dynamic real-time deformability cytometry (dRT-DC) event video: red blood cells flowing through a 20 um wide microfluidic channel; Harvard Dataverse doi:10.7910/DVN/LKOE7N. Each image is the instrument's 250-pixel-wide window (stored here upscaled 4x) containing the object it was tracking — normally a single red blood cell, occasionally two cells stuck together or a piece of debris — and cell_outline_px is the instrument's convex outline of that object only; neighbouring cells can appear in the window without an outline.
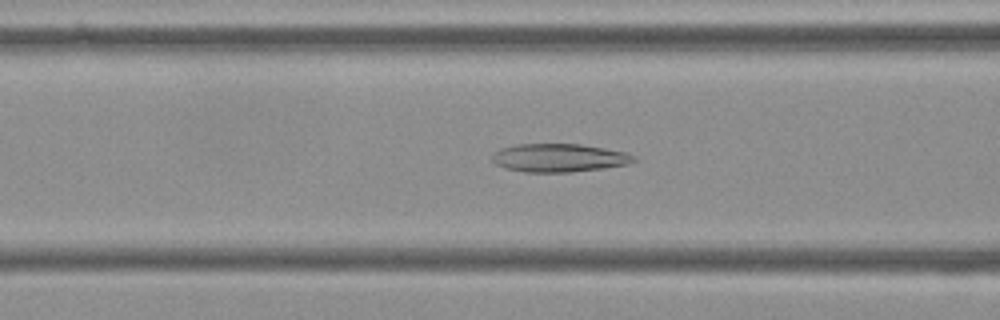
{"species": "Egyptian fruit bat (a non-hibernating species)", "species_latin": "Rousettus aegyptiacus", "temperature_condition": "cold", "stored_images_in_passage": 55, "camera_frame_rate_fps": 3000, "um_per_image_px": 0.085, "frame": {"image": 1, "passage_image": 21, "time_ms": 6.667, "image_size_px": [1000, 320], "cell_outline_px": [[636, 160], [628, 164], [604, 168], [572, 172], [524, 172], [504, 168], [496, 164], [492, 160], [492, 156], [500, 148], [516, 144], [580, 144], [628, 152], [636, 156]], "centroid_in_image_um": [47.54, 13.42], "position_along_channel_um": 119.1, "area_um2": 23.47}}
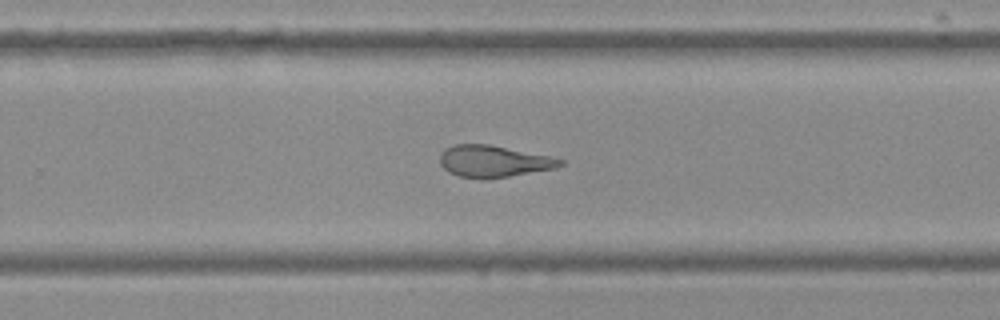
{"frame": {"image": 2, "passage_image": 35, "time_ms": 11.333, "image_size_px": [1000, 320], "cell_outline_px": [[564, 164], [556, 168], [508, 176], [460, 176], [448, 172], [440, 164], [440, 156], [444, 148], [452, 144], [488, 144], [552, 156], [564, 160]], "centroid_in_image_um": [41.97, 13.66], "position_along_channel_um": 287.8, "area_um2": 21.73}}
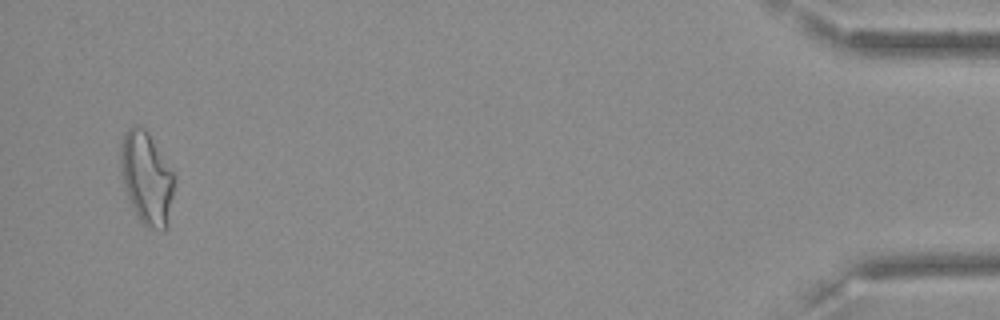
{"frame": {"image": 3, "passage_image": 53, "time_ms": 17.333, "image_size_px": [1000, 320], "cell_outline_px": [[176, 180], [168, 228], [164, 232], [160, 232], [148, 228], [140, 220], [132, 208], [120, 176], [120, 144], [124, 132], [132, 124], [136, 124], [144, 128], [148, 132], [176, 176]], "centroid_in_image_um": [12.47, 15.16], "position_along_channel_um": 422.7, "area_um2": 29.88}, "authors_computed_cell_mechanics": {"area_um2": 24.565, "velocity_mm_per_s": 3.6134, "shape_relaxation_time_tau1_ms": null, "shape_relaxation_time_tau2_ms": 3.0619, "deformation_change_tau1": null, "deformation_change_tau2": 0.1194}}